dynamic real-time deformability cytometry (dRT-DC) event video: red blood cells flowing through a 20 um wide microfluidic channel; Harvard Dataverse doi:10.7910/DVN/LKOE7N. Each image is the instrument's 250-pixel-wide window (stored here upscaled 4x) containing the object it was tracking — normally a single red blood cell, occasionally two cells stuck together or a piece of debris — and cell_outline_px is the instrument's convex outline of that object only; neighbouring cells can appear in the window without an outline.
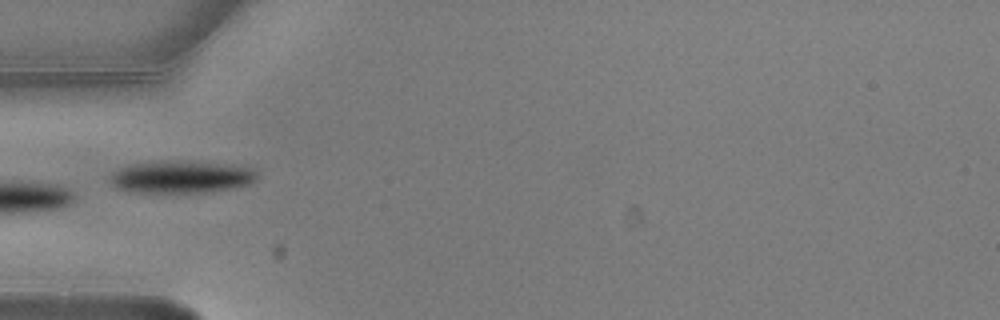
{"species": "common noctule bat (a hibernating species)", "species_latin": "Nyctalus noctula", "temperature_condition": "warm", "stored_images_in_passage": 7, "camera_frame_rate_fps": 3000, "um_per_image_px": 0.085, "animal": {"sex": "male", "body_mass_g": 20.5, "forearm_length_mm": 52.5}, "frame": {"image": 1, "passage_image": 6, "time_ms": 1.667, "image_size_px": [1000, 320], "cell_outline_px": [[256, 180], [248, 184], [232, 188], [204, 192], [136, 192], [116, 188], [108, 180], [108, 176], [116, 168], [128, 164], [160, 160], [184, 160], [252, 168], [256, 172]], "centroid_in_image_um": [15.28, 15.02], "position_along_channel_um": 69.7, "area_um2": 27.86}}
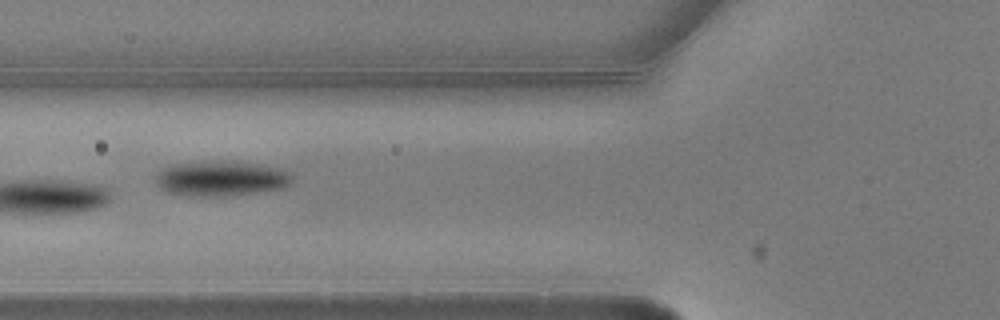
{"frame": {"image": 2, "passage_image": 7, "time_ms": 2.0, "image_size_px": [1000, 320], "cell_outline_px": [[292, 180], [284, 188], [228, 196], [192, 196], [168, 192], [160, 188], [156, 180], [156, 176], [164, 168], [172, 164], [204, 160], [232, 160], [260, 164], [280, 168], [288, 172], [292, 176]], "centroid_in_image_um": [18.8, 15.14], "position_along_channel_um": 107.0, "area_um2": 28.26}}